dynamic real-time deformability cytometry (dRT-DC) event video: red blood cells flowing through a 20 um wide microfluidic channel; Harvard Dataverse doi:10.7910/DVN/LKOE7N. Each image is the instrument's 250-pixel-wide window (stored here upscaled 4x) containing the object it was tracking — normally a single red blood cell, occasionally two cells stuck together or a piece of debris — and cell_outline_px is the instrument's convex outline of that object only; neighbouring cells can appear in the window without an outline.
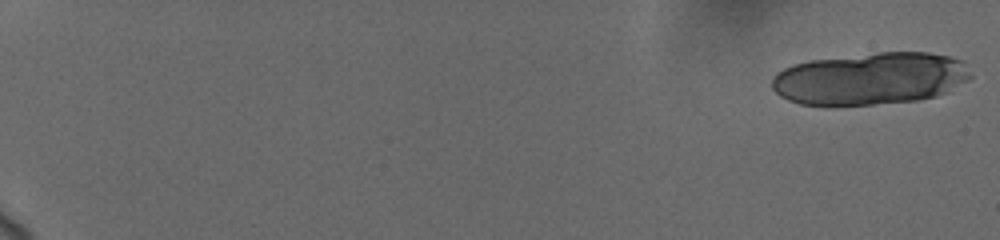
{"species": "human", "species_latin": "Homo sapiens", "temperature_condition": "cold", "stored_images_in_passage": 16, "camera_frame_rate_fps": 3000, "um_per_image_px": 0.085, "donor": {"sex": "female"}, "frame": {"image": 1, "passage_image": 1, "time_ms": 0.0, "image_size_px": [1000, 240], "cell_outline_px": [[972, 76], [968, 80], [948, 92], [936, 96], [916, 100], [872, 104], [800, 104], [788, 100], [780, 96], [772, 88], [772, 76], [776, 72], [792, 64], [808, 60], [880, 52], [928, 52], [948, 56], [964, 60]], "centroid_in_image_um": [73.99, 6.66], "position_along_channel_um": 11.0, "area_um2": 60.57}}